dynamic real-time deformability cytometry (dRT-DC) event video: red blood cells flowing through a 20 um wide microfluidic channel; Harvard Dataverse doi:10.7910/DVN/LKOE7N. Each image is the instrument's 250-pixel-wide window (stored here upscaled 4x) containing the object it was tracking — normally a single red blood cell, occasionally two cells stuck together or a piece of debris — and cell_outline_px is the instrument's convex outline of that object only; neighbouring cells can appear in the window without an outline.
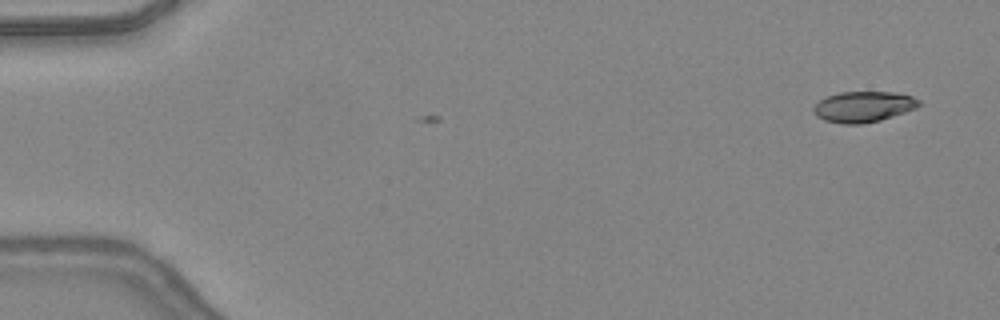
{"species": "common noctule bat (a hibernating species)", "species_latin": "Nyctalus noctula", "temperature_condition": "warm", "stored_images_in_passage": 3, "camera_frame_rate_fps": 3000, "um_per_image_px": 0.085, "animal": {"sex": "female", "body_mass_g": 24.6, "forearm_length_mm": 56.2}, "frame": {"image": 1, "passage_image": 1, "time_ms": 0.0, "image_size_px": [1000, 320], "cell_outline_px": [[920, 104], [916, 108], [880, 120], [860, 124], [840, 124], [824, 120], [816, 116], [812, 112], [812, 108], [820, 100], [828, 96], [840, 92], [892, 92], [912, 96], [920, 100]], "centroid_in_image_um": [73.36, 9.07], "position_along_channel_um": 11.6, "area_um2": 18.84}}